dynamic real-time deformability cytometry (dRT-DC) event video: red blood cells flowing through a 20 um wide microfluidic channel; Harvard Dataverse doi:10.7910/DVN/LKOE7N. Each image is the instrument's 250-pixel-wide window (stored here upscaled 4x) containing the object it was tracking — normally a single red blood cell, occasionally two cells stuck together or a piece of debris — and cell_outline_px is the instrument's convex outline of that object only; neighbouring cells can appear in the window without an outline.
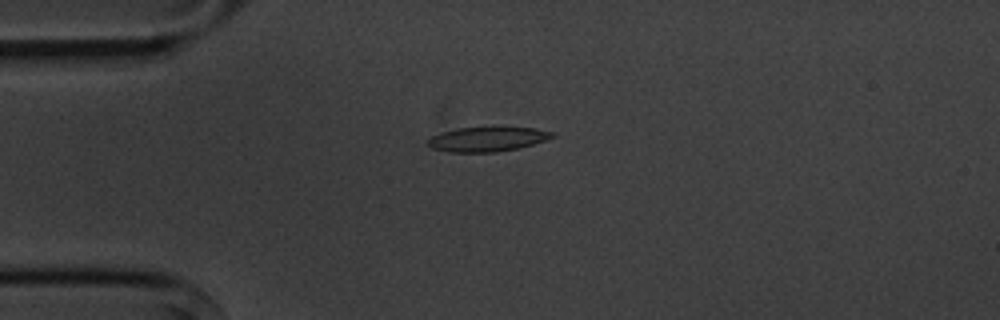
{"species": "common noctule bat (a hibernating species)", "species_latin": "Nyctalus noctula", "temperature_condition": "cold", "stored_images_in_passage": 9, "camera_frame_rate_fps": 3000, "um_per_image_px": 0.085, "animal": {"sex": "male", "body_mass_g": 20.1, "forearm_length_mm": 53.5}, "frame": {"image": 1, "passage_image": 3, "time_ms": 3.0, "image_size_px": [1000, 320], "cell_outline_px": [[556, 136], [532, 144], [516, 148], [496, 152], [448, 152], [432, 148], [424, 140], [432, 136], [456, 128], [536, 128], [556, 132]], "centroid_in_image_um": [41.41, 11.83], "position_along_channel_um": 43.6, "area_um2": 17.57}}
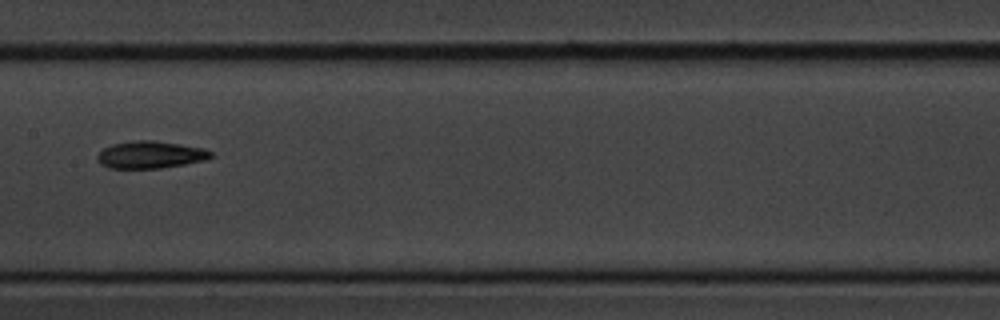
{"frame": {"image": 2, "passage_image": 7, "time_ms": 7.667, "image_size_px": [1000, 320], "cell_outline_px": [[212, 156], [204, 160], [184, 164], [160, 168], [108, 168], [100, 164], [96, 160], [96, 156], [104, 148], [112, 144], [132, 140], [156, 140], [204, 148], [212, 152]], "centroid_in_image_um": [12.75, 13.14], "position_along_channel_um": 194.7, "area_um2": 18.09}}
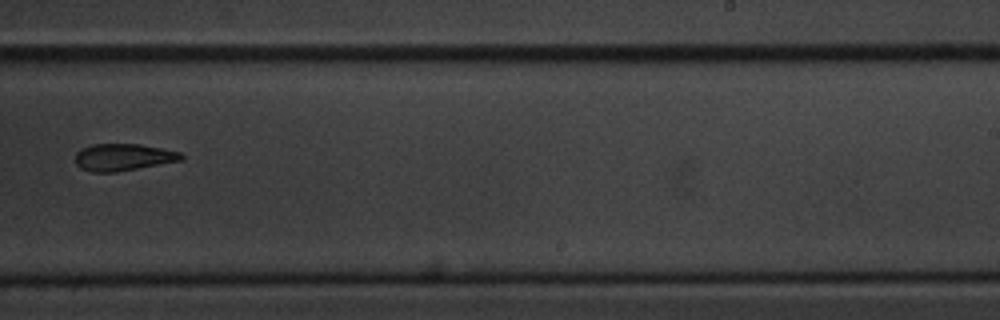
{"frame": {"image": 3, "passage_image": 9, "time_ms": 10.0, "image_size_px": [1000, 320], "cell_outline_px": [[184, 160], [116, 172], [92, 172], [80, 168], [76, 164], [76, 152], [80, 148], [92, 144], [140, 144], [180, 152], [184, 156]], "centroid_in_image_um": [10.46, 13.36], "position_along_channel_um": 278.5, "area_um2": 16.76}}